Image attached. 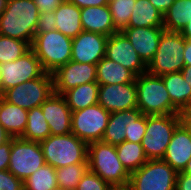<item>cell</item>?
Returning <instances> with one entry per match:
<instances>
[{
	"label": "cell",
	"mask_w": 191,
	"mask_h": 190,
	"mask_svg": "<svg viewBox=\"0 0 191 190\" xmlns=\"http://www.w3.org/2000/svg\"><path fill=\"white\" fill-rule=\"evenodd\" d=\"M38 18L39 10L33 0H8L0 15V35L32 44Z\"/></svg>",
	"instance_id": "1"
},
{
	"label": "cell",
	"mask_w": 191,
	"mask_h": 190,
	"mask_svg": "<svg viewBox=\"0 0 191 190\" xmlns=\"http://www.w3.org/2000/svg\"><path fill=\"white\" fill-rule=\"evenodd\" d=\"M137 108L142 114H181L172 104L161 76L144 72L136 76Z\"/></svg>",
	"instance_id": "2"
},
{
	"label": "cell",
	"mask_w": 191,
	"mask_h": 190,
	"mask_svg": "<svg viewBox=\"0 0 191 190\" xmlns=\"http://www.w3.org/2000/svg\"><path fill=\"white\" fill-rule=\"evenodd\" d=\"M31 49L46 73L52 74L67 64L72 57V38L58 30L36 32Z\"/></svg>",
	"instance_id": "3"
},
{
	"label": "cell",
	"mask_w": 191,
	"mask_h": 190,
	"mask_svg": "<svg viewBox=\"0 0 191 190\" xmlns=\"http://www.w3.org/2000/svg\"><path fill=\"white\" fill-rule=\"evenodd\" d=\"M88 168L110 186L129 183L130 173L118 158L116 146L96 141L88 144Z\"/></svg>",
	"instance_id": "4"
},
{
	"label": "cell",
	"mask_w": 191,
	"mask_h": 190,
	"mask_svg": "<svg viewBox=\"0 0 191 190\" xmlns=\"http://www.w3.org/2000/svg\"><path fill=\"white\" fill-rule=\"evenodd\" d=\"M46 164L55 169L70 164L88 163V145L76 135H50L39 142Z\"/></svg>",
	"instance_id": "5"
},
{
	"label": "cell",
	"mask_w": 191,
	"mask_h": 190,
	"mask_svg": "<svg viewBox=\"0 0 191 190\" xmlns=\"http://www.w3.org/2000/svg\"><path fill=\"white\" fill-rule=\"evenodd\" d=\"M182 121V114L146 115V131L141 145L148 160L163 159L172 134Z\"/></svg>",
	"instance_id": "6"
},
{
	"label": "cell",
	"mask_w": 191,
	"mask_h": 190,
	"mask_svg": "<svg viewBox=\"0 0 191 190\" xmlns=\"http://www.w3.org/2000/svg\"><path fill=\"white\" fill-rule=\"evenodd\" d=\"M185 38L180 32L163 30L157 52L147 65V72L162 76L180 72L184 67Z\"/></svg>",
	"instance_id": "7"
},
{
	"label": "cell",
	"mask_w": 191,
	"mask_h": 190,
	"mask_svg": "<svg viewBox=\"0 0 191 190\" xmlns=\"http://www.w3.org/2000/svg\"><path fill=\"white\" fill-rule=\"evenodd\" d=\"M177 172L163 159H149L130 173L129 185L134 190H175Z\"/></svg>",
	"instance_id": "8"
},
{
	"label": "cell",
	"mask_w": 191,
	"mask_h": 190,
	"mask_svg": "<svg viewBox=\"0 0 191 190\" xmlns=\"http://www.w3.org/2000/svg\"><path fill=\"white\" fill-rule=\"evenodd\" d=\"M44 164V155L39 142L20 137L11 138L8 171L23 182Z\"/></svg>",
	"instance_id": "9"
},
{
	"label": "cell",
	"mask_w": 191,
	"mask_h": 190,
	"mask_svg": "<svg viewBox=\"0 0 191 190\" xmlns=\"http://www.w3.org/2000/svg\"><path fill=\"white\" fill-rule=\"evenodd\" d=\"M53 93V77L50 73L26 81L6 90L2 97L23 109L39 107Z\"/></svg>",
	"instance_id": "10"
},
{
	"label": "cell",
	"mask_w": 191,
	"mask_h": 190,
	"mask_svg": "<svg viewBox=\"0 0 191 190\" xmlns=\"http://www.w3.org/2000/svg\"><path fill=\"white\" fill-rule=\"evenodd\" d=\"M110 118V112L100 104L72 112V134L83 140L87 145L102 141Z\"/></svg>",
	"instance_id": "11"
},
{
	"label": "cell",
	"mask_w": 191,
	"mask_h": 190,
	"mask_svg": "<svg viewBox=\"0 0 191 190\" xmlns=\"http://www.w3.org/2000/svg\"><path fill=\"white\" fill-rule=\"evenodd\" d=\"M0 67L1 96L9 88L39 78L46 73L32 49L15 61L0 64Z\"/></svg>",
	"instance_id": "12"
},
{
	"label": "cell",
	"mask_w": 191,
	"mask_h": 190,
	"mask_svg": "<svg viewBox=\"0 0 191 190\" xmlns=\"http://www.w3.org/2000/svg\"><path fill=\"white\" fill-rule=\"evenodd\" d=\"M53 93L62 95L78 85L97 82L96 64L79 63L70 60L52 73Z\"/></svg>",
	"instance_id": "13"
},
{
	"label": "cell",
	"mask_w": 191,
	"mask_h": 190,
	"mask_svg": "<svg viewBox=\"0 0 191 190\" xmlns=\"http://www.w3.org/2000/svg\"><path fill=\"white\" fill-rule=\"evenodd\" d=\"M105 57L121 64L136 76L147 71V65L142 61L131 42L122 32L111 34L108 37Z\"/></svg>",
	"instance_id": "14"
},
{
	"label": "cell",
	"mask_w": 191,
	"mask_h": 190,
	"mask_svg": "<svg viewBox=\"0 0 191 190\" xmlns=\"http://www.w3.org/2000/svg\"><path fill=\"white\" fill-rule=\"evenodd\" d=\"M98 104L110 113L137 108L135 82L100 85Z\"/></svg>",
	"instance_id": "15"
},
{
	"label": "cell",
	"mask_w": 191,
	"mask_h": 190,
	"mask_svg": "<svg viewBox=\"0 0 191 190\" xmlns=\"http://www.w3.org/2000/svg\"><path fill=\"white\" fill-rule=\"evenodd\" d=\"M108 37L96 32L82 31L72 39L71 60L97 65L105 57Z\"/></svg>",
	"instance_id": "16"
},
{
	"label": "cell",
	"mask_w": 191,
	"mask_h": 190,
	"mask_svg": "<svg viewBox=\"0 0 191 190\" xmlns=\"http://www.w3.org/2000/svg\"><path fill=\"white\" fill-rule=\"evenodd\" d=\"M40 107L49 124L51 135H65L72 132V111L62 95L52 93Z\"/></svg>",
	"instance_id": "17"
},
{
	"label": "cell",
	"mask_w": 191,
	"mask_h": 190,
	"mask_svg": "<svg viewBox=\"0 0 191 190\" xmlns=\"http://www.w3.org/2000/svg\"><path fill=\"white\" fill-rule=\"evenodd\" d=\"M191 158V129L182 121L174 130L163 160L178 173Z\"/></svg>",
	"instance_id": "18"
},
{
	"label": "cell",
	"mask_w": 191,
	"mask_h": 190,
	"mask_svg": "<svg viewBox=\"0 0 191 190\" xmlns=\"http://www.w3.org/2000/svg\"><path fill=\"white\" fill-rule=\"evenodd\" d=\"M164 27H127L122 33L128 38L142 61L148 65L157 52Z\"/></svg>",
	"instance_id": "19"
},
{
	"label": "cell",
	"mask_w": 191,
	"mask_h": 190,
	"mask_svg": "<svg viewBox=\"0 0 191 190\" xmlns=\"http://www.w3.org/2000/svg\"><path fill=\"white\" fill-rule=\"evenodd\" d=\"M80 20L83 31L96 32L106 36L117 33L108 5L81 8Z\"/></svg>",
	"instance_id": "20"
},
{
	"label": "cell",
	"mask_w": 191,
	"mask_h": 190,
	"mask_svg": "<svg viewBox=\"0 0 191 190\" xmlns=\"http://www.w3.org/2000/svg\"><path fill=\"white\" fill-rule=\"evenodd\" d=\"M173 106L181 113L191 110V86L181 71L161 76Z\"/></svg>",
	"instance_id": "21"
},
{
	"label": "cell",
	"mask_w": 191,
	"mask_h": 190,
	"mask_svg": "<svg viewBox=\"0 0 191 190\" xmlns=\"http://www.w3.org/2000/svg\"><path fill=\"white\" fill-rule=\"evenodd\" d=\"M28 110L7 102L0 96V124L11 138L21 137L27 125Z\"/></svg>",
	"instance_id": "22"
},
{
	"label": "cell",
	"mask_w": 191,
	"mask_h": 190,
	"mask_svg": "<svg viewBox=\"0 0 191 190\" xmlns=\"http://www.w3.org/2000/svg\"><path fill=\"white\" fill-rule=\"evenodd\" d=\"M141 115L142 112L138 108L110 113L102 141L114 146L121 144L125 141L127 124L132 119H138Z\"/></svg>",
	"instance_id": "23"
},
{
	"label": "cell",
	"mask_w": 191,
	"mask_h": 190,
	"mask_svg": "<svg viewBox=\"0 0 191 190\" xmlns=\"http://www.w3.org/2000/svg\"><path fill=\"white\" fill-rule=\"evenodd\" d=\"M80 15L81 8L65 0L55 9L56 30L72 39L75 38L83 31Z\"/></svg>",
	"instance_id": "24"
},
{
	"label": "cell",
	"mask_w": 191,
	"mask_h": 190,
	"mask_svg": "<svg viewBox=\"0 0 191 190\" xmlns=\"http://www.w3.org/2000/svg\"><path fill=\"white\" fill-rule=\"evenodd\" d=\"M96 72L99 85L132 83L136 79L129 69L106 57L97 63Z\"/></svg>",
	"instance_id": "25"
},
{
	"label": "cell",
	"mask_w": 191,
	"mask_h": 190,
	"mask_svg": "<svg viewBox=\"0 0 191 190\" xmlns=\"http://www.w3.org/2000/svg\"><path fill=\"white\" fill-rule=\"evenodd\" d=\"M99 88L100 85L97 82H91L71 88L65 91L62 96L72 112L79 111L98 104Z\"/></svg>",
	"instance_id": "26"
},
{
	"label": "cell",
	"mask_w": 191,
	"mask_h": 190,
	"mask_svg": "<svg viewBox=\"0 0 191 190\" xmlns=\"http://www.w3.org/2000/svg\"><path fill=\"white\" fill-rule=\"evenodd\" d=\"M128 27H163V14L149 0H136Z\"/></svg>",
	"instance_id": "27"
},
{
	"label": "cell",
	"mask_w": 191,
	"mask_h": 190,
	"mask_svg": "<svg viewBox=\"0 0 191 190\" xmlns=\"http://www.w3.org/2000/svg\"><path fill=\"white\" fill-rule=\"evenodd\" d=\"M191 17V0H175L163 14V27L167 31L181 32Z\"/></svg>",
	"instance_id": "28"
},
{
	"label": "cell",
	"mask_w": 191,
	"mask_h": 190,
	"mask_svg": "<svg viewBox=\"0 0 191 190\" xmlns=\"http://www.w3.org/2000/svg\"><path fill=\"white\" fill-rule=\"evenodd\" d=\"M119 160L129 173L138 170L148 159L141 143L124 141L116 145Z\"/></svg>",
	"instance_id": "29"
},
{
	"label": "cell",
	"mask_w": 191,
	"mask_h": 190,
	"mask_svg": "<svg viewBox=\"0 0 191 190\" xmlns=\"http://www.w3.org/2000/svg\"><path fill=\"white\" fill-rule=\"evenodd\" d=\"M50 135V127L43 115L41 107H34L28 110L27 125L20 138L40 142Z\"/></svg>",
	"instance_id": "30"
},
{
	"label": "cell",
	"mask_w": 191,
	"mask_h": 190,
	"mask_svg": "<svg viewBox=\"0 0 191 190\" xmlns=\"http://www.w3.org/2000/svg\"><path fill=\"white\" fill-rule=\"evenodd\" d=\"M57 185L56 169L45 163L23 181V190H51Z\"/></svg>",
	"instance_id": "31"
},
{
	"label": "cell",
	"mask_w": 191,
	"mask_h": 190,
	"mask_svg": "<svg viewBox=\"0 0 191 190\" xmlns=\"http://www.w3.org/2000/svg\"><path fill=\"white\" fill-rule=\"evenodd\" d=\"M88 169V163L70 164L69 166L57 168V184L62 188L75 190Z\"/></svg>",
	"instance_id": "32"
},
{
	"label": "cell",
	"mask_w": 191,
	"mask_h": 190,
	"mask_svg": "<svg viewBox=\"0 0 191 190\" xmlns=\"http://www.w3.org/2000/svg\"><path fill=\"white\" fill-rule=\"evenodd\" d=\"M30 49L29 42L0 35V64L15 61Z\"/></svg>",
	"instance_id": "33"
},
{
	"label": "cell",
	"mask_w": 191,
	"mask_h": 190,
	"mask_svg": "<svg viewBox=\"0 0 191 190\" xmlns=\"http://www.w3.org/2000/svg\"><path fill=\"white\" fill-rule=\"evenodd\" d=\"M135 2L136 0H114L108 4L117 32H122L128 27Z\"/></svg>",
	"instance_id": "34"
},
{
	"label": "cell",
	"mask_w": 191,
	"mask_h": 190,
	"mask_svg": "<svg viewBox=\"0 0 191 190\" xmlns=\"http://www.w3.org/2000/svg\"><path fill=\"white\" fill-rule=\"evenodd\" d=\"M146 131V115L132 119L126 126L125 141L141 143Z\"/></svg>",
	"instance_id": "35"
},
{
	"label": "cell",
	"mask_w": 191,
	"mask_h": 190,
	"mask_svg": "<svg viewBox=\"0 0 191 190\" xmlns=\"http://www.w3.org/2000/svg\"><path fill=\"white\" fill-rule=\"evenodd\" d=\"M110 188L107 182L88 169L75 190H110Z\"/></svg>",
	"instance_id": "36"
},
{
	"label": "cell",
	"mask_w": 191,
	"mask_h": 190,
	"mask_svg": "<svg viewBox=\"0 0 191 190\" xmlns=\"http://www.w3.org/2000/svg\"><path fill=\"white\" fill-rule=\"evenodd\" d=\"M0 190H23V182L8 170H0Z\"/></svg>",
	"instance_id": "37"
},
{
	"label": "cell",
	"mask_w": 191,
	"mask_h": 190,
	"mask_svg": "<svg viewBox=\"0 0 191 190\" xmlns=\"http://www.w3.org/2000/svg\"><path fill=\"white\" fill-rule=\"evenodd\" d=\"M56 30L55 10L52 12L39 13L36 32H49Z\"/></svg>",
	"instance_id": "38"
},
{
	"label": "cell",
	"mask_w": 191,
	"mask_h": 190,
	"mask_svg": "<svg viewBox=\"0 0 191 190\" xmlns=\"http://www.w3.org/2000/svg\"><path fill=\"white\" fill-rule=\"evenodd\" d=\"M65 0H33L39 13L52 12Z\"/></svg>",
	"instance_id": "39"
},
{
	"label": "cell",
	"mask_w": 191,
	"mask_h": 190,
	"mask_svg": "<svg viewBox=\"0 0 191 190\" xmlns=\"http://www.w3.org/2000/svg\"><path fill=\"white\" fill-rule=\"evenodd\" d=\"M11 151V139L0 145V170H8Z\"/></svg>",
	"instance_id": "40"
},
{
	"label": "cell",
	"mask_w": 191,
	"mask_h": 190,
	"mask_svg": "<svg viewBox=\"0 0 191 190\" xmlns=\"http://www.w3.org/2000/svg\"><path fill=\"white\" fill-rule=\"evenodd\" d=\"M175 190H191V175L178 172L176 176Z\"/></svg>",
	"instance_id": "41"
},
{
	"label": "cell",
	"mask_w": 191,
	"mask_h": 190,
	"mask_svg": "<svg viewBox=\"0 0 191 190\" xmlns=\"http://www.w3.org/2000/svg\"><path fill=\"white\" fill-rule=\"evenodd\" d=\"M79 8L108 5L105 0H66Z\"/></svg>",
	"instance_id": "42"
},
{
	"label": "cell",
	"mask_w": 191,
	"mask_h": 190,
	"mask_svg": "<svg viewBox=\"0 0 191 190\" xmlns=\"http://www.w3.org/2000/svg\"><path fill=\"white\" fill-rule=\"evenodd\" d=\"M150 3L157 8L162 14H164L175 0H149Z\"/></svg>",
	"instance_id": "43"
},
{
	"label": "cell",
	"mask_w": 191,
	"mask_h": 190,
	"mask_svg": "<svg viewBox=\"0 0 191 190\" xmlns=\"http://www.w3.org/2000/svg\"><path fill=\"white\" fill-rule=\"evenodd\" d=\"M184 66H191V39H185V50L183 51Z\"/></svg>",
	"instance_id": "44"
},
{
	"label": "cell",
	"mask_w": 191,
	"mask_h": 190,
	"mask_svg": "<svg viewBox=\"0 0 191 190\" xmlns=\"http://www.w3.org/2000/svg\"><path fill=\"white\" fill-rule=\"evenodd\" d=\"M180 33L185 39H191V17Z\"/></svg>",
	"instance_id": "45"
},
{
	"label": "cell",
	"mask_w": 191,
	"mask_h": 190,
	"mask_svg": "<svg viewBox=\"0 0 191 190\" xmlns=\"http://www.w3.org/2000/svg\"><path fill=\"white\" fill-rule=\"evenodd\" d=\"M181 73L184 80L191 86V66H184Z\"/></svg>",
	"instance_id": "46"
},
{
	"label": "cell",
	"mask_w": 191,
	"mask_h": 190,
	"mask_svg": "<svg viewBox=\"0 0 191 190\" xmlns=\"http://www.w3.org/2000/svg\"><path fill=\"white\" fill-rule=\"evenodd\" d=\"M11 136L4 130L2 125L0 124V145L4 144L5 142L9 141Z\"/></svg>",
	"instance_id": "47"
},
{
	"label": "cell",
	"mask_w": 191,
	"mask_h": 190,
	"mask_svg": "<svg viewBox=\"0 0 191 190\" xmlns=\"http://www.w3.org/2000/svg\"><path fill=\"white\" fill-rule=\"evenodd\" d=\"M183 121L188 125V127L191 129V110L185 112L182 114Z\"/></svg>",
	"instance_id": "48"
},
{
	"label": "cell",
	"mask_w": 191,
	"mask_h": 190,
	"mask_svg": "<svg viewBox=\"0 0 191 190\" xmlns=\"http://www.w3.org/2000/svg\"><path fill=\"white\" fill-rule=\"evenodd\" d=\"M110 190H134L129 183L125 185L111 186Z\"/></svg>",
	"instance_id": "49"
},
{
	"label": "cell",
	"mask_w": 191,
	"mask_h": 190,
	"mask_svg": "<svg viewBox=\"0 0 191 190\" xmlns=\"http://www.w3.org/2000/svg\"><path fill=\"white\" fill-rule=\"evenodd\" d=\"M182 173L191 175V158H190V160L187 162V164H186L184 170L182 171Z\"/></svg>",
	"instance_id": "50"
},
{
	"label": "cell",
	"mask_w": 191,
	"mask_h": 190,
	"mask_svg": "<svg viewBox=\"0 0 191 190\" xmlns=\"http://www.w3.org/2000/svg\"><path fill=\"white\" fill-rule=\"evenodd\" d=\"M7 1L8 0H0V15L3 13L7 6Z\"/></svg>",
	"instance_id": "51"
},
{
	"label": "cell",
	"mask_w": 191,
	"mask_h": 190,
	"mask_svg": "<svg viewBox=\"0 0 191 190\" xmlns=\"http://www.w3.org/2000/svg\"><path fill=\"white\" fill-rule=\"evenodd\" d=\"M51 190H71V189L62 188L61 186L57 185L56 187H54Z\"/></svg>",
	"instance_id": "52"
},
{
	"label": "cell",
	"mask_w": 191,
	"mask_h": 190,
	"mask_svg": "<svg viewBox=\"0 0 191 190\" xmlns=\"http://www.w3.org/2000/svg\"><path fill=\"white\" fill-rule=\"evenodd\" d=\"M0 80H1V67H0ZM0 96H1V87H0Z\"/></svg>",
	"instance_id": "53"
},
{
	"label": "cell",
	"mask_w": 191,
	"mask_h": 190,
	"mask_svg": "<svg viewBox=\"0 0 191 190\" xmlns=\"http://www.w3.org/2000/svg\"><path fill=\"white\" fill-rule=\"evenodd\" d=\"M107 2V4H109L110 2L114 1V0H105Z\"/></svg>",
	"instance_id": "54"
}]
</instances>
